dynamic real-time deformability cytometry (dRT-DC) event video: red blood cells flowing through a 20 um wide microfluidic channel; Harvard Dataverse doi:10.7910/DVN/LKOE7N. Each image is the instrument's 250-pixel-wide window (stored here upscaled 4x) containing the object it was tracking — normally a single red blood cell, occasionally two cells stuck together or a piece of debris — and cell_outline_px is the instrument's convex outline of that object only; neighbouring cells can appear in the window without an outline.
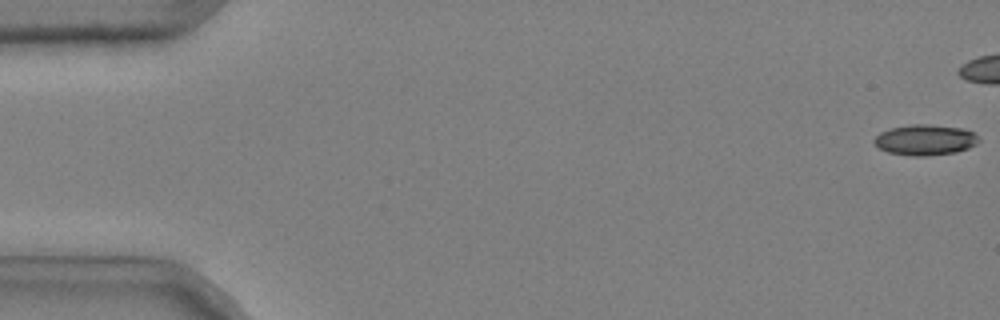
{"species": "common noctule bat (a hibernating species)", "species_latin": "Nyctalus noctula", "temperature_condition": "cold", "stored_images_in_passage": 44, "camera_frame_rate_fps": 3000, "um_per_image_px": 0.085, "animal": {"sex": "male", "body_mass_g": 20.4}, "frame": {"image": 1, "passage_image": 1, "time_ms": 0.0, "image_size_px": [1000, 320], "cell_outline_px": [[980, 140], [976, 144], [968, 148], [956, 152], [924, 156], [912, 156], [888, 152], [880, 148], [872, 140], [880, 132], [888, 128], [912, 124], [928, 124], [964, 128], [972, 132]], "centroid_in_image_um": [78.62, 11.88], "position_along_channel_um": 6.4, "area_um2": 18.67}}
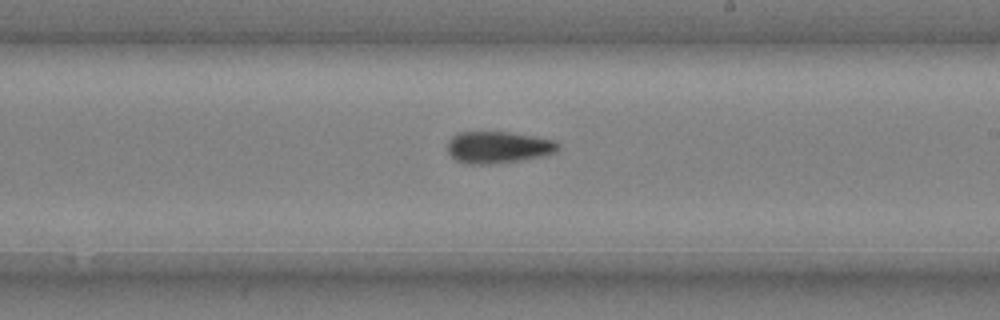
{"frame": {"image": 2, "passage_image": 32, "time_ms": 10.333, "image_size_px": [1000, 320], "cell_outline_px": [[560, 148], [556, 152], [540, 156], [520, 160], [488, 164], [468, 164], [456, 160], [448, 152], [448, 140], [456, 132], [508, 132], [536, 136], [556, 140], [560, 144]], "centroid_in_image_um": [42.36, 12.5], "position_along_channel_um": 246.6, "area_um2": 20.58}}
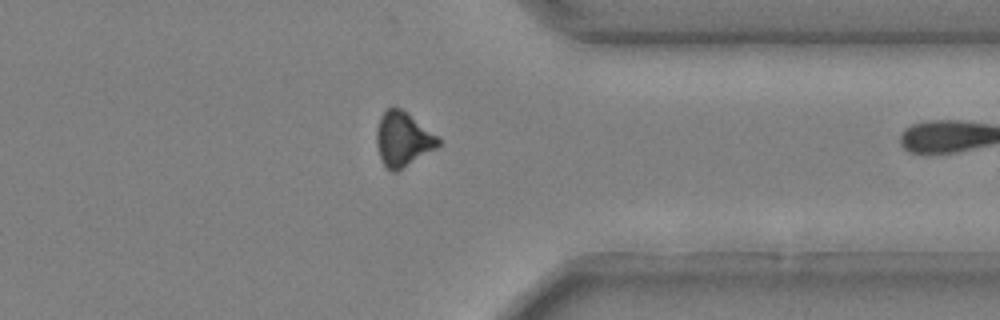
{"frame": {"image": 3, "passage_image": 43, "time_ms": 14.0, "image_size_px": [1000, 320], "cell_outline_px": [[440, 144], [436, 148], [396, 172], [392, 172], [380, 160], [376, 144], [376, 128], [380, 116], [392, 104], [400, 108], [440, 136]], "centroid_in_image_um": [34.24, 11.81], "position_along_channel_um": 377.2, "area_um2": 19.77}}